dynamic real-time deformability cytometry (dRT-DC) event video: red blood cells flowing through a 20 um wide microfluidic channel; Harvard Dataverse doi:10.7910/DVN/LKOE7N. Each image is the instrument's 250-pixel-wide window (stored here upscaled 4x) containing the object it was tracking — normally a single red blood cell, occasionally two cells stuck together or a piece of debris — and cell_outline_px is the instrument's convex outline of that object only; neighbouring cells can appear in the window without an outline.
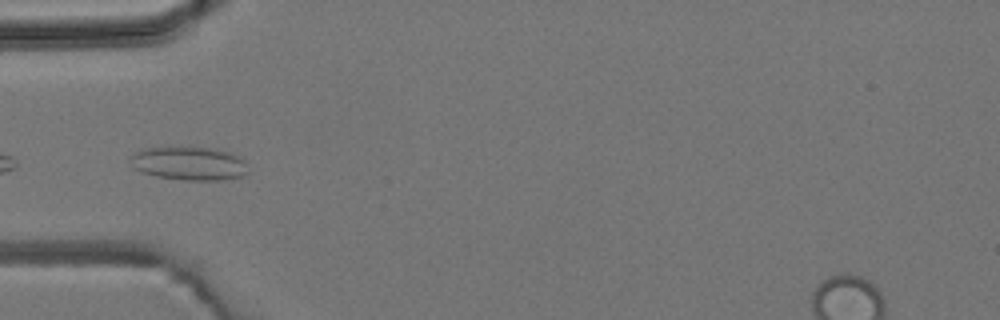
{"species": "common noctule bat (a hibernating species)", "species_latin": "Nyctalus noctula", "temperature_condition": "room temperature", "stored_images_in_passage": 5, "camera_frame_rate_fps": 3000, "um_per_image_px": 0.085, "animal": {"sex": "male", "body_mass_g": 19.2, "forearm_length_mm": 51.8}, "frame": {"image": 1, "passage_image": 4, "time_ms": 4.0, "image_size_px": [1000, 320], "cell_outline_px": [[244, 176], [224, 180], [184, 180], [156, 176], [140, 172], [132, 168], [128, 160], [140, 148], [208, 148], [228, 152], [240, 156], [244, 160]], "centroid_in_image_um": [16.0, 13.91], "position_along_channel_um": 69.0, "area_um2": 22.77}}